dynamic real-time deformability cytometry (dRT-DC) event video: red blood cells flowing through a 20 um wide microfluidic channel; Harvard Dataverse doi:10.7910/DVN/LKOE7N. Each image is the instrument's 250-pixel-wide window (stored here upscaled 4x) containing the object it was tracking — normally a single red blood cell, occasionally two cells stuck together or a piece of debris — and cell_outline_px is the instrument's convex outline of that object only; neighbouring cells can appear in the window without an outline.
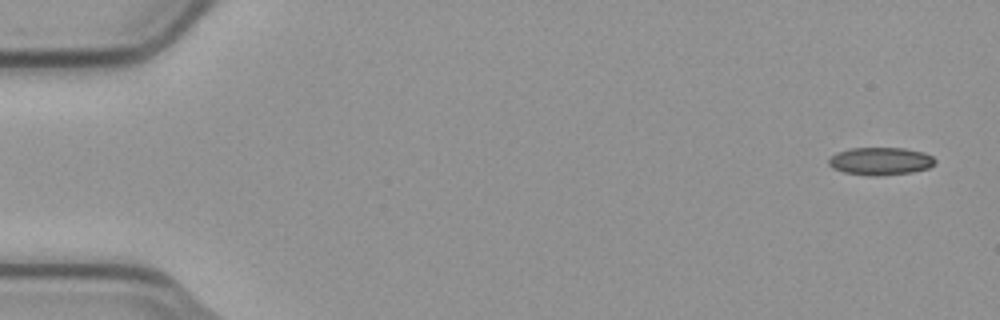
{"species": "common noctule bat (a hibernating species)", "species_latin": "Nyctalus noctula", "temperature_condition": "cold", "stored_images_in_passage": 6, "camera_frame_rate_fps": 3000, "um_per_image_px": 0.085, "animal": {"sex": "male", "body_mass_g": 23.1, "forearm_length_mm": 52.7}, "frame": {"image": 1, "passage_image": 1, "time_ms": 0.0, "image_size_px": [1000, 320], "cell_outline_px": [[936, 164], [928, 168], [912, 172], [876, 176], [872, 176], [844, 172], [832, 168], [828, 164], [828, 160], [836, 152], [848, 148], [904, 148], [924, 152], [932, 156], [936, 160]], "centroid_in_image_um": [74.84, 13.69], "position_along_channel_um": 10.2, "area_um2": 17.28}}